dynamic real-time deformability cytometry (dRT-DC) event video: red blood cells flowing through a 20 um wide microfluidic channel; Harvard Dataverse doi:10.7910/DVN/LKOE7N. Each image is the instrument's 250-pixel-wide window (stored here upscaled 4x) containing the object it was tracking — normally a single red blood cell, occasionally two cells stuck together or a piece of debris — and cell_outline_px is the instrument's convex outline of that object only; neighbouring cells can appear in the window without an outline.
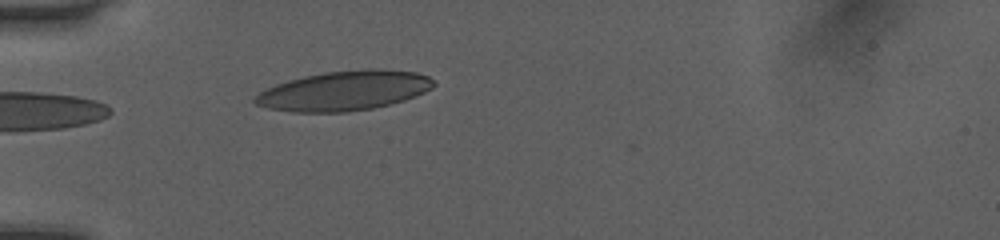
{"species": "human", "species_latin": "Homo sapiens", "temperature_condition": "room temperature", "stored_images_in_passage": 1, "camera_frame_rate_fps": 3000, "um_per_image_px": 0.085, "donor": {"sex": "female"}, "frame": {"image": 1, "passage_image": 1, "time_ms": 0.0, "image_size_px": [1000, 240], "cell_outline_px": [[436, 84], [432, 88], [416, 96], [404, 100], [372, 108], [348, 112], [292, 112], [268, 108], [256, 104], [252, 100], [260, 92], [276, 84], [288, 80], [304, 76], [324, 72], [368, 68], [372, 68], [416, 72], [428, 76]], "centroid_in_image_um": [29.26, 7.71], "position_along_channel_um": 55.7, "area_um2": 41.21}}